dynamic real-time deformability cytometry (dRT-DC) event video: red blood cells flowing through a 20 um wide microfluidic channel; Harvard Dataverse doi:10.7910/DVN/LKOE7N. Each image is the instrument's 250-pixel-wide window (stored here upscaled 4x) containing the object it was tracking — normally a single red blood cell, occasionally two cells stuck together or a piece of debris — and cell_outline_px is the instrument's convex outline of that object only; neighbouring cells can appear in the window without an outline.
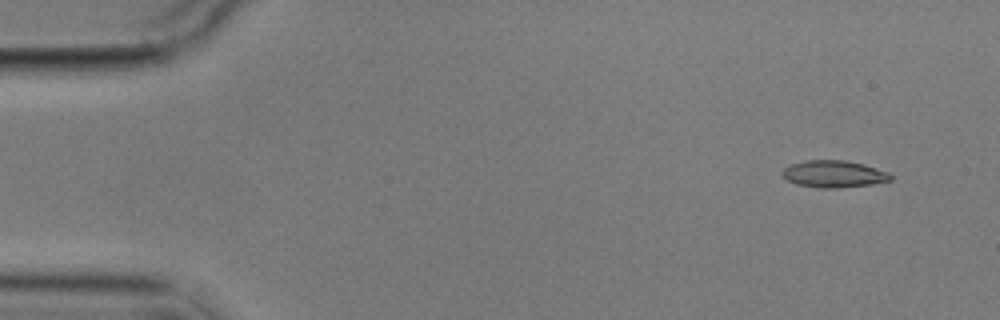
{"species": "common noctule bat (a hibernating species)", "species_latin": "Nyctalus noctula", "temperature_condition": "cold", "stored_images_in_passage": 15, "camera_frame_rate_fps": 3000, "um_per_image_px": 0.085, "animal": {"sex": "male", "body_mass_g": 17.9}, "frame": {"image": 1, "passage_image": 2, "time_ms": 1.0, "image_size_px": [1000, 320], "cell_outline_px": [[892, 180], [872, 184], [840, 188], [820, 188], [796, 184], [788, 180], [780, 172], [784, 168], [792, 164], [804, 160], [844, 160], [864, 164], [888, 172], [892, 176]], "centroid_in_image_um": [70.88, 14.79], "position_along_channel_um": 14.1, "area_um2": 17.05}}
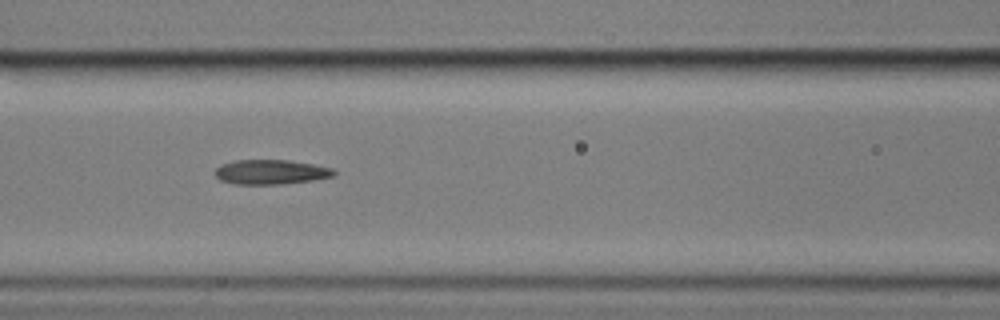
{"frame": {"image": 2, "passage_image": 7, "time_ms": 7.667, "image_size_px": [1000, 320], "cell_outline_px": [[336, 172], [332, 176], [312, 180], [284, 184], [232, 184], [220, 180], [212, 172], [220, 164], [236, 160], [288, 160], [312, 164], [332, 168]], "centroid_in_image_um": [22.95, 14.62], "position_along_channel_um": 143.6, "area_um2": 17.11}}
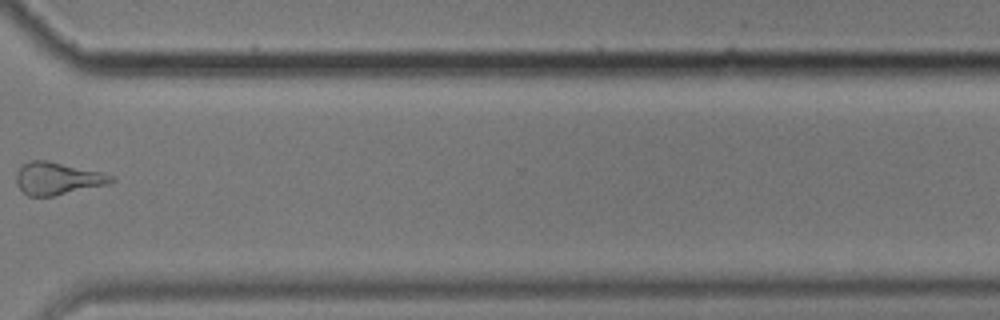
{"frame": {"image": 3, "passage_image": 12, "time_ms": 14.0, "image_size_px": [1000, 320], "cell_outline_px": [[116, 180], [108, 184], [52, 196], [28, 196], [16, 184], [16, 172], [20, 164], [32, 160], [48, 160], [100, 172], [112, 176]], "centroid_in_image_um": [4.83, 15.16], "position_along_channel_um": 365.8, "area_um2": 17.86}, "authors_computed_cell_mechanics": {"area_um2": 17.2244, "velocity_mm_per_s": 3.5071, "shape_relaxation_time_tau1_ms": 8.1339, "shape_relaxation_time_tau2_ms": null, "deformation_change_tau1": 0.185, "deformation_change_tau2": null}}